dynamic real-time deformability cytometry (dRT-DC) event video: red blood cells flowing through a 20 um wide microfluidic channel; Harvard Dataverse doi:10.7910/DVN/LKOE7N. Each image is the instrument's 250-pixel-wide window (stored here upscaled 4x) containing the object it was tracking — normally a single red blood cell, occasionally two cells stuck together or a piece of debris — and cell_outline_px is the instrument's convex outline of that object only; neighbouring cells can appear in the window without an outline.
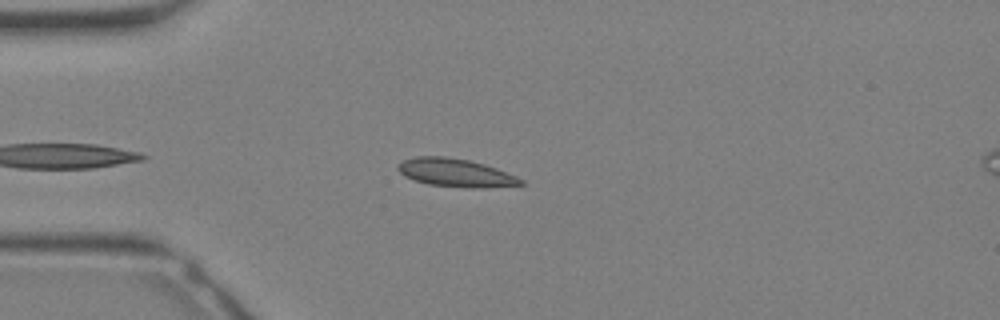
{"species": "Egyptian fruit bat (a non-hibernating species)", "species_latin": "Rousettus aegyptiacus", "temperature_condition": "warm", "stored_images_in_passage": 27, "camera_frame_rate_fps": 3000, "um_per_image_px": 0.085, "animal": {"sex": "female"}, "frame": {"image": 1, "passage_image": 5, "time_ms": 1.333, "image_size_px": [1000, 320], "cell_outline_px": [[524, 184], [484, 188], [472, 188], [428, 184], [404, 176], [396, 168], [404, 160], [416, 156], [444, 156], [468, 160], [484, 164], [496, 168], [516, 176], [524, 180]], "centroid_in_image_um": [38.74, 14.68], "position_along_channel_um": 46.3, "area_um2": 19.94}}
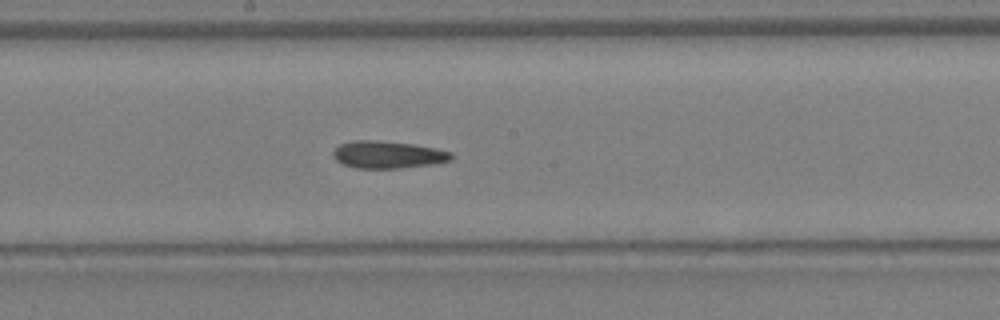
{"frame": {"image": 2, "passage_image": 14, "time_ms": 4.333, "image_size_px": [1000, 320], "cell_outline_px": [[452, 160], [432, 164], [400, 168], [356, 168], [344, 164], [336, 160], [332, 156], [332, 152], [340, 144], [352, 140], [376, 140], [412, 144], [436, 148], [452, 152]], "centroid_in_image_um": [32.96, 13.14], "position_along_channel_um": 215.2, "area_um2": 18.79}}
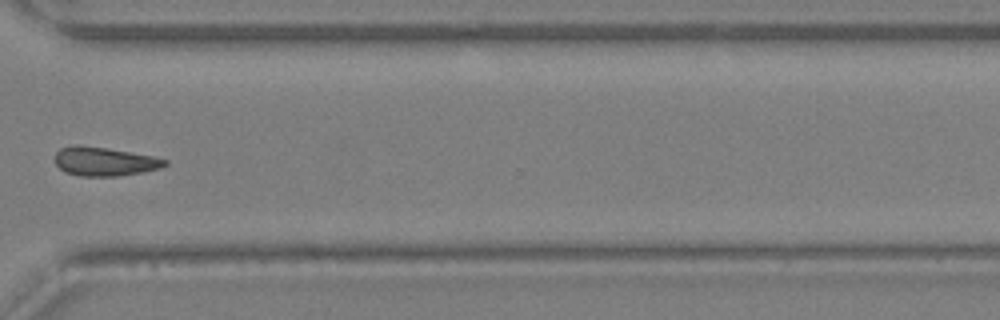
{"frame": {"image": 3, "passage_image": 21, "time_ms": 6.667, "image_size_px": [1000, 320], "cell_outline_px": [[168, 164], [160, 168], [140, 172], [116, 176], [80, 176], [64, 172], [56, 164], [56, 152], [60, 148], [72, 144], [76, 144], [108, 148], [156, 156], [168, 160]], "centroid_in_image_um": [8.88, 13.71], "position_along_channel_um": 361.7, "area_um2": 18.61}}